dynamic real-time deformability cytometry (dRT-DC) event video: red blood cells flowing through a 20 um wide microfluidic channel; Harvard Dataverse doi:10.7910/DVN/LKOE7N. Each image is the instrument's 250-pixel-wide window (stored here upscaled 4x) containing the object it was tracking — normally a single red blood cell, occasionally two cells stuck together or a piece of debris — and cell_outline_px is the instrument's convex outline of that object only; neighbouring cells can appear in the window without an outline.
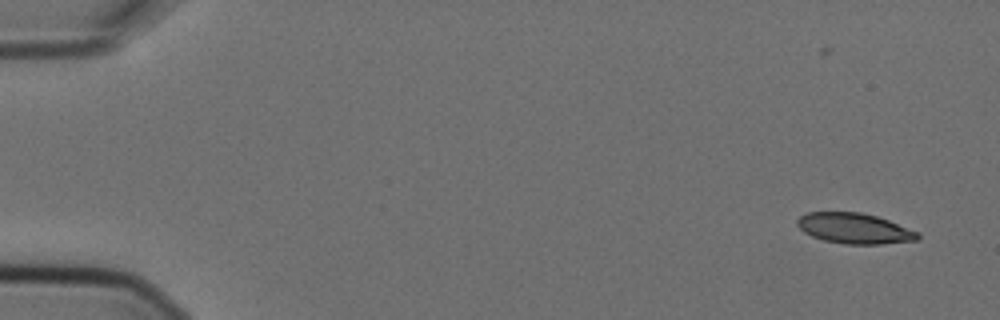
{"species": "Egyptian fruit bat (a non-hibernating species)", "species_latin": "Rousettus aegyptiacus", "temperature_condition": "cold", "stored_images_in_passage": 4, "camera_frame_rate_fps": 3000, "um_per_image_px": 0.085, "animal": {"sex": "female"}, "frame": {"image": 1, "passage_image": 2, "time_ms": 0.333, "image_size_px": [1000, 320], "cell_outline_px": [[920, 240], [880, 244], [844, 244], [824, 240], [812, 236], [804, 232], [796, 224], [796, 220], [800, 216], [808, 212], [860, 212], [876, 216], [888, 220], [920, 232]], "centroid_in_image_um": [72.65, 19.41], "position_along_channel_um": 12.4, "area_um2": 21.5}}